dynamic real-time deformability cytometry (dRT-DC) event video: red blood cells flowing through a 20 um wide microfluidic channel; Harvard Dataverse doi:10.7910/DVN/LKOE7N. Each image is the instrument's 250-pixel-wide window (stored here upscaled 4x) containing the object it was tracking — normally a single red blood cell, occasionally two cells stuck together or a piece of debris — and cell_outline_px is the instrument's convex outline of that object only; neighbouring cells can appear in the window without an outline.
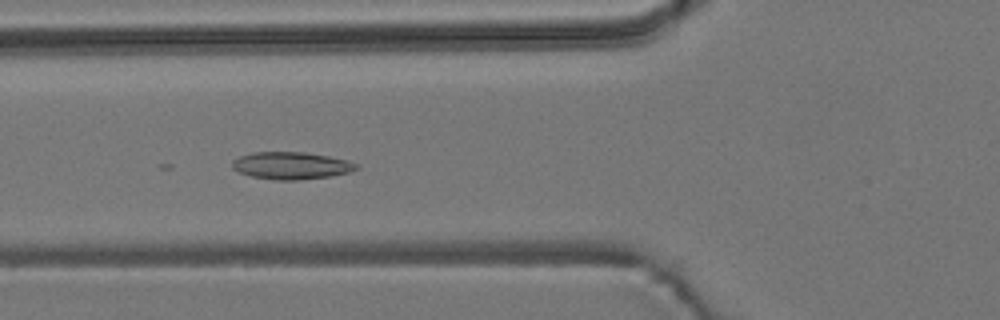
{"species": "common noctule bat (a hibernating species)", "species_latin": "Nyctalus noctula", "temperature_condition": "room temperature", "stored_images_in_passage": 41, "camera_frame_rate_fps": 3000, "um_per_image_px": 0.085, "animal": {"sex": "male", "body_mass_g": 19.2, "forearm_length_mm": 51.8}, "frame": {"image": 1, "passage_image": 6, "time_ms": 1.667, "image_size_px": [1000, 320], "cell_outline_px": [[360, 168], [348, 172], [332, 176], [300, 180], [276, 180], [252, 176], [240, 172], [232, 168], [232, 160], [240, 156], [252, 152], [304, 152], [328, 156], [348, 160], [360, 164]], "centroid_in_image_um": [24.79, 14.07], "position_along_channel_um": 101.0, "area_um2": 19.83}}
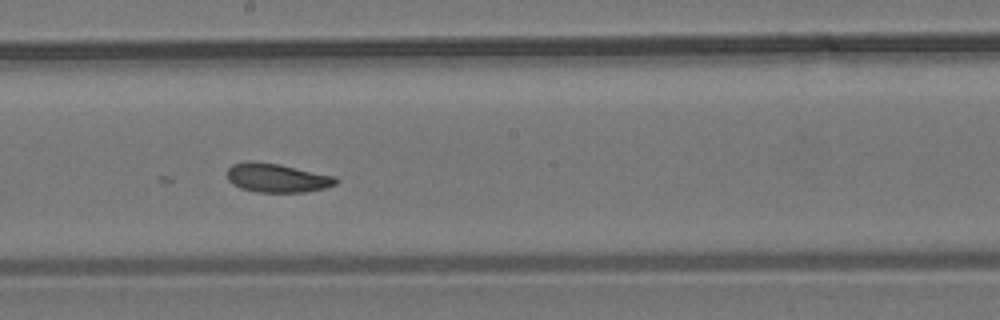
{"frame": {"image": 2, "passage_image": 16, "time_ms": 5.0, "image_size_px": [1000, 320], "cell_outline_px": [[340, 180], [336, 184], [324, 188], [308, 192], [256, 192], [240, 188], [232, 184], [228, 180], [228, 168], [232, 164], [248, 160], [252, 160], [280, 164], [336, 176]], "centroid_in_image_um": [23.55, 15.11], "position_along_channel_um": 224.6, "area_um2": 18.61}}
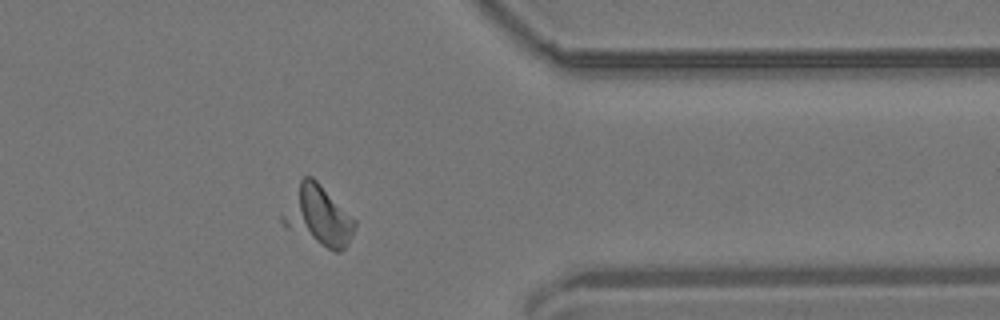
{"frame": {"image": 3, "passage_image": 30, "time_ms": 9.667, "image_size_px": [1000, 320], "cell_outline_px": [[356, 224], [348, 244], [340, 252], [332, 252], [288, 228], [280, 220], [280, 216], [300, 180], [304, 176], [312, 176], [356, 220]], "centroid_in_image_um": [27.05, 18.37], "position_along_channel_um": 384.3, "area_um2": 24.8}}